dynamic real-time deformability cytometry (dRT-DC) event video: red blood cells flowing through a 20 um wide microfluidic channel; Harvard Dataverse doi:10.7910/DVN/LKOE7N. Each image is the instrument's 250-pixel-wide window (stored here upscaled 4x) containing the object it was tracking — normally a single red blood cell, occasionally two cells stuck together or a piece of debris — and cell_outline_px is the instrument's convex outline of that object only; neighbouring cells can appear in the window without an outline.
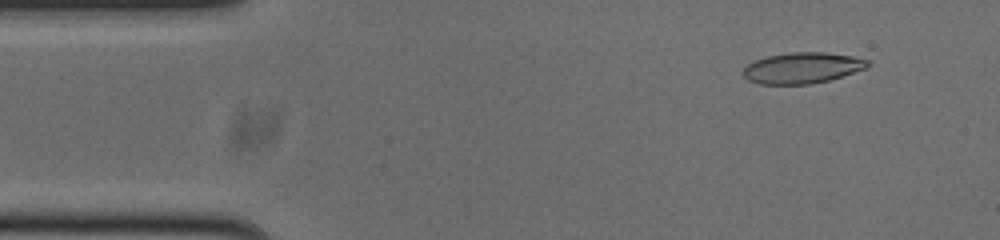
{"species": "common noctule bat (a hibernating species)", "species_latin": "Nyctalus noctula", "temperature_condition": "cold", "stored_images_in_passage": 53, "camera_frame_rate_fps": 3000, "um_per_image_px": 0.085, "animal": {"sex": "male", "body_mass_g": 20.0, "forearm_length_mm": 53.3}, "frame": {"image": 1, "passage_image": 5, "time_ms": 1.333, "image_size_px": [1000, 240], "cell_outline_px": [[868, 64], [864, 68], [828, 80], [808, 84], [760, 84], [748, 80], [744, 76], [744, 68], [748, 64], [756, 60], [768, 56], [792, 52], [828, 52], [852, 56], [868, 60]], "centroid_in_image_um": [68.16, 5.76], "position_along_channel_um": 16.8, "area_um2": 22.02}}
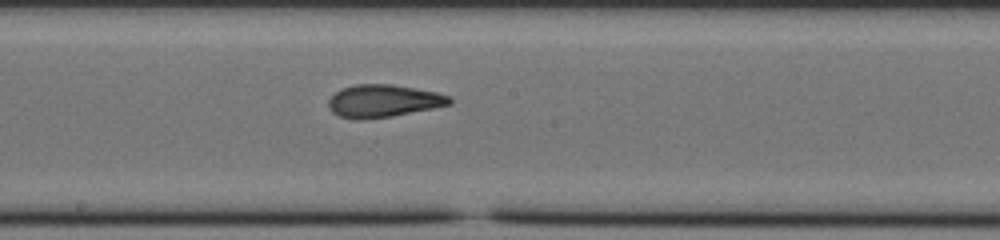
{"frame": {"image": 2, "passage_image": 27, "time_ms": 8.667, "image_size_px": [1000, 240], "cell_outline_px": [[452, 104], [392, 116], [360, 120], [356, 120], [340, 116], [332, 112], [328, 108], [328, 100], [340, 88], [352, 84], [392, 84], [436, 92], [448, 96], [452, 100]], "centroid_in_image_um": [32.54, 8.58], "position_along_channel_um": 215.7, "area_um2": 23.0}}
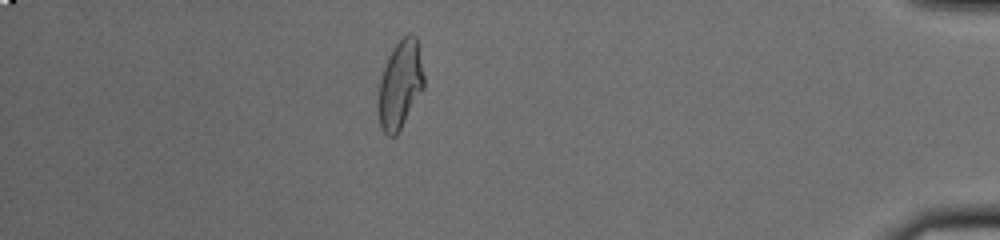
{"frame": {"image": 3, "passage_image": 46, "time_ms": 15.0, "image_size_px": [1000, 240], "cell_outline_px": [[424, 88], [396, 136], [388, 136], [380, 128], [376, 112], [376, 104], [380, 80], [388, 56], [392, 48], [408, 32], [412, 32], [416, 36], [424, 76]], "centroid_in_image_um": [33.98, 7.22], "position_along_channel_um": 401.2, "area_um2": 23.76}, "authors_computed_cell_mechanics": {"area_um2": 22.9466, "velocity_mm_per_s": 3.7737, "shape_relaxation_time_tau1_ms": null, "shape_relaxation_time_tau2_ms": 2.0437, "deformation_change_tau1": null, "deformation_change_tau2": 0.0855}}